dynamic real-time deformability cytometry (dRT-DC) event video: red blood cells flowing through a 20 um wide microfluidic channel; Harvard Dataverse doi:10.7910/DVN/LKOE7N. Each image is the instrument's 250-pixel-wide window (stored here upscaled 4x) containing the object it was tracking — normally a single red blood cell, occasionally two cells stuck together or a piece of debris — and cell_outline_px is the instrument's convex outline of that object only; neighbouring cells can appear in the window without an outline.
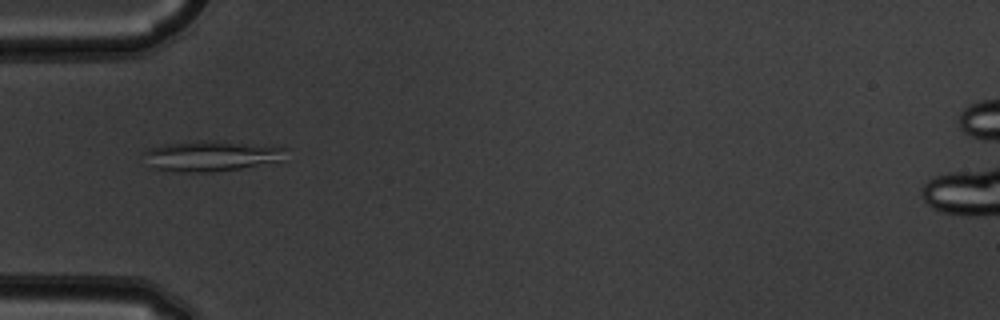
{"species": "common noctule bat (a hibernating species)", "species_latin": "Nyctalus noctula", "temperature_condition": "warm", "stored_images_in_passage": 4, "camera_frame_rate_fps": 3000, "um_per_image_px": 0.085, "animal": {"sex": "male", "body_mass_g": 19.5, "forearm_length_mm": 54.6}, "frame": {"image": 1, "passage_image": 2, "time_ms": 0.333, "image_size_px": [1000, 320], "cell_outline_px": [[288, 148], [284, 160], [240, 168], [216, 172], [176, 172], [152, 168], [144, 152], [148, 148], [164, 144], [200, 140], [224, 140]], "centroid_in_image_um": [17.99, 13.24], "position_along_channel_um": 67.0, "area_um2": 25.49}}
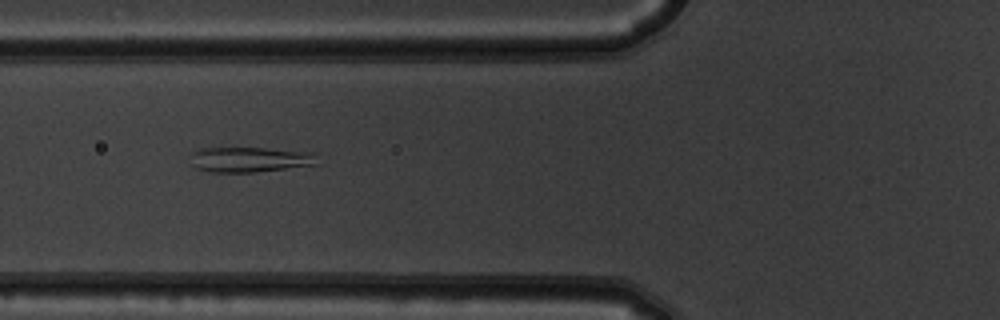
{"frame": {"image": 2, "passage_image": 3, "time_ms": 0.667, "image_size_px": [1000, 320], "cell_outline_px": [[320, 164], [256, 172], [212, 172], [196, 168], [192, 164], [192, 152], [200, 148], [264, 148], [320, 152]], "centroid_in_image_um": [21.38, 13.55], "position_along_channel_um": 104.4, "area_um2": 19.02}}